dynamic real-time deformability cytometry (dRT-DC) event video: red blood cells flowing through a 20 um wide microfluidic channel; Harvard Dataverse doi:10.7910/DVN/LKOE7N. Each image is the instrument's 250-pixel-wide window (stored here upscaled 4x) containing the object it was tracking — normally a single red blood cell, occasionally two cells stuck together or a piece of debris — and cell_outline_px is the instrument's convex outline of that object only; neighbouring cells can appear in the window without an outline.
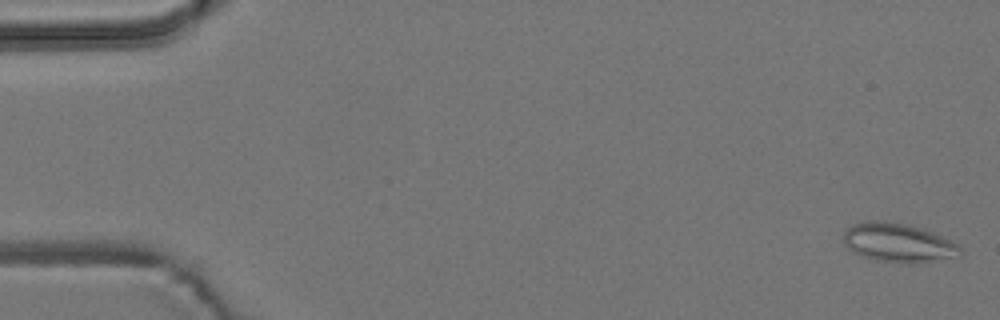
{"species": "common noctule bat (a hibernating species)", "species_latin": "Nyctalus noctula", "temperature_condition": "room temperature", "stored_images_in_passage": 6, "camera_frame_rate_fps": 3000, "um_per_image_px": 0.085, "animal": {"sex": "male", "body_mass_g": 19.2, "forearm_length_mm": 51.8}, "frame": {"image": 1, "passage_image": 1, "time_ms": 0.0, "image_size_px": [1000, 320], "cell_outline_px": [[960, 256], [936, 260], [876, 260], [852, 252], [844, 244], [844, 228], [852, 224], [868, 220], [884, 220], [908, 224], [924, 228], [956, 244], [960, 248]], "centroid_in_image_um": [76.26, 20.56], "position_along_channel_um": 8.7, "area_um2": 25.72}}